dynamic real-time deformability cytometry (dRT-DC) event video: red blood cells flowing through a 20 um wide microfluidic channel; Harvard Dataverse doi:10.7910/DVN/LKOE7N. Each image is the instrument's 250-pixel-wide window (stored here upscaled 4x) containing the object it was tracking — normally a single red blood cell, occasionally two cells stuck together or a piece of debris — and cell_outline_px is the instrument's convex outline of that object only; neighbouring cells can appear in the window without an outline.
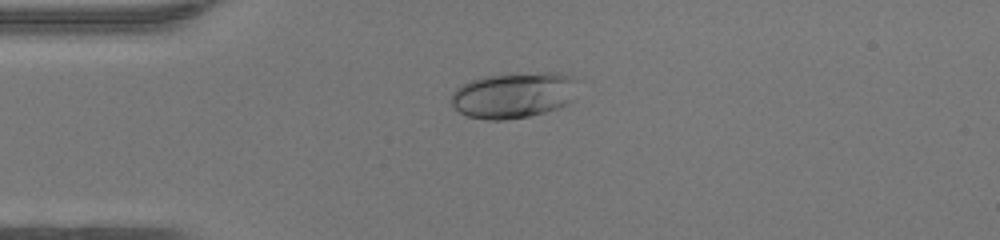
{"species": "human", "species_latin": "Homo sapiens", "temperature_condition": "warm", "stored_images_in_passage": 37, "camera_frame_rate_fps": 3000, "um_per_image_px": 0.085, "donor": {"sex": "female"}, "frame": {"image": 1, "passage_image": 1, "time_ms": 0.0, "image_size_px": [1000, 240], "cell_outline_px": [[576, 80], [572, 100], [568, 104], [544, 112], [528, 116], [504, 120], [488, 120], [468, 116], [460, 112], [452, 104], [452, 92], [460, 84], [484, 76], [544, 72], [560, 72], [572, 76]], "centroid_in_image_um": [43.65, 8.08], "position_along_channel_um": 41.4, "area_um2": 33.64}}
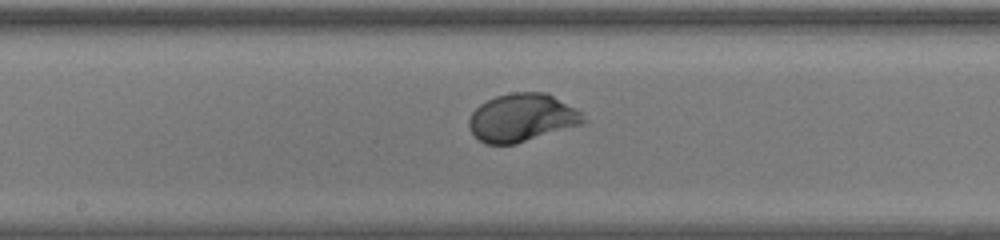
{"frame": {"image": 2, "passage_image": 14, "time_ms": 4.333, "image_size_px": [1000, 240], "cell_outline_px": [[588, 120], [584, 124], [516, 144], [484, 144], [468, 128], [468, 120], [472, 112], [480, 104], [496, 96], [512, 92], [548, 92], [576, 108]], "centroid_in_image_um": [44.4, 10.0], "position_along_channel_um": 203.8, "area_um2": 32.31}}
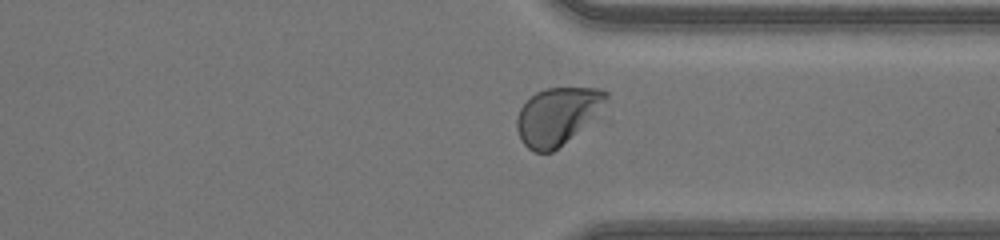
{"frame": {"image": 3, "passage_image": 25, "time_ms": 8.0, "image_size_px": [1000, 240], "cell_outline_px": [[608, 96], [592, 116], [552, 152], [536, 152], [528, 148], [520, 140], [516, 128], [516, 120], [520, 108], [536, 92], [548, 88], [600, 88], [608, 92]], "centroid_in_image_um": [47.28, 9.84], "position_along_channel_um": 364.1, "area_um2": 28.5}, "authors_computed_cell_mechanics": {"area_um2": 31.7322, "velocity_mm_per_s": 4.346, "shape_relaxation_time_tau1_ms": 2.2298, "shape_relaxation_time_tau2_ms": null, "deformation_change_tau1": 0.1731, "deformation_change_tau2": null}}